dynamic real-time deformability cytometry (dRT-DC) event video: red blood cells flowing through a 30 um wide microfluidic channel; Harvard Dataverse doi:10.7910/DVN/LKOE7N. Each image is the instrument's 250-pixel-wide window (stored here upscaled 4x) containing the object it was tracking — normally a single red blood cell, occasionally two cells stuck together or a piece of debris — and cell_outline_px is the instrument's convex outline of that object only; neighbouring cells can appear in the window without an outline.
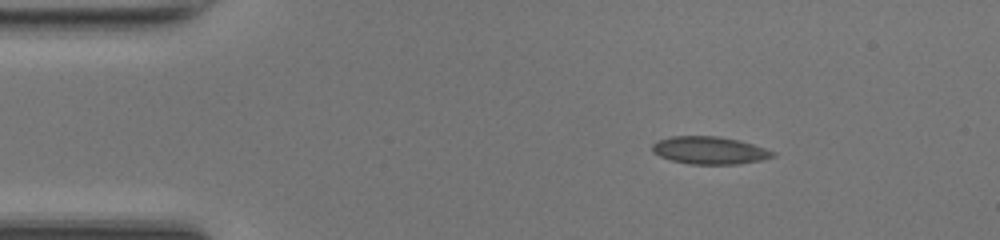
{"species": "common noctule bat (a hibernating species)", "species_latin": "Nyctalus noctula", "temperature_condition": "room temperature", "stored_images_in_passage": 46, "camera_frame_rate_fps": 3000, "um_per_image_px": 0.085, "animal": {"sex": "female", "body_mass_g": 17.0, "forearm_length_mm": 48.0}, "frame": {"image": 1, "passage_image": 5, "time_ms": 1.333, "image_size_px": [1000, 240], "cell_outline_px": [[776, 156], [760, 160], [736, 164], [692, 164], [672, 160], [660, 156], [652, 152], [652, 144], [656, 140], [672, 136], [716, 136], [740, 140], [776, 152]], "centroid_in_image_um": [60.3, 12.77], "position_along_channel_um": 24.7, "area_um2": 19.31}}
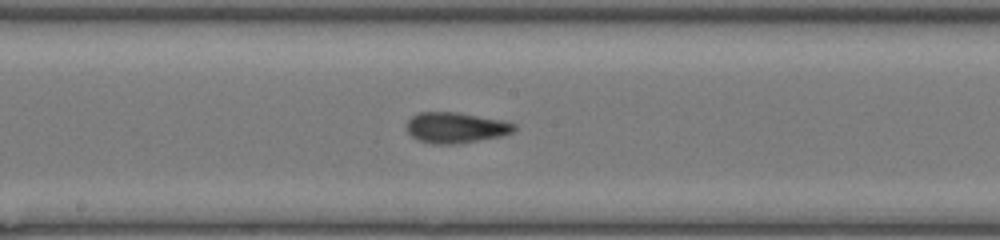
{"frame": {"image": 2, "passage_image": 23, "time_ms": 7.333, "image_size_px": [1000, 240], "cell_outline_px": [[516, 128], [512, 132], [504, 136], [460, 144], [432, 144], [416, 140], [408, 132], [408, 120], [412, 116], [420, 112], [456, 112], [500, 120], [516, 124]], "centroid_in_image_um": [38.75, 10.87], "position_along_channel_um": 209.5, "area_um2": 19.31}}
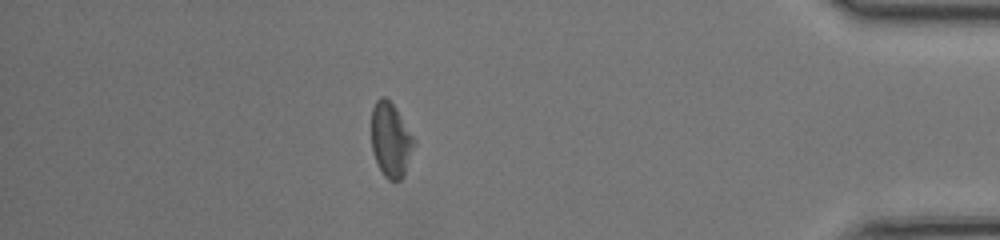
{"frame": {"image": 3, "passage_image": 40, "time_ms": 13.0, "image_size_px": [1000, 240], "cell_outline_px": [[412, 144], [404, 176], [400, 180], [388, 180], [384, 176], [372, 152], [372, 108], [376, 100], [380, 96], [384, 96], [396, 108], [412, 136]], "centroid_in_image_um": [33.16, 11.87], "position_along_channel_um": 402.0, "area_um2": 17.8}, "authors_computed_cell_mechanics": {"area_um2": 19.0162, "velocity_mm_per_s": 4.242, "shape_relaxation_time_tau1_ms": 7.7365, "shape_relaxation_time_tau2_ms": 2.2789, "deformation_change_tau1": 0.1572, "deformation_change_tau2": 0.0654}}